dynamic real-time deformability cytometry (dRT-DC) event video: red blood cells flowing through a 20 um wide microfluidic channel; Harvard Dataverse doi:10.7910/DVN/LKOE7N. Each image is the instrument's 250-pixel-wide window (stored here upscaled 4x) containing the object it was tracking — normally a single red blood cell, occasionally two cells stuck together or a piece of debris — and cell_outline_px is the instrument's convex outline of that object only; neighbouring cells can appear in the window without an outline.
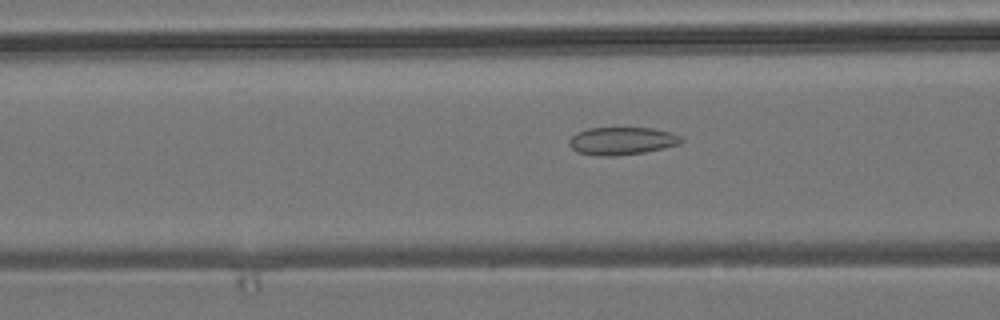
{"species": "common noctule bat (a hibernating species)", "species_latin": "Nyctalus noctula", "temperature_condition": "room temperature", "stored_images_in_passage": 49, "camera_frame_rate_fps": 3000, "um_per_image_px": 0.085, "animal": {"sex": "male", "body_mass_g": 19.2, "forearm_length_mm": 51.8}, "frame": {"image": 1, "passage_image": 16, "time_ms": 5.0, "image_size_px": [1000, 320], "cell_outline_px": [[684, 140], [680, 144], [664, 148], [644, 152], [616, 156], [600, 156], [576, 152], [568, 144], [568, 140], [576, 132], [588, 128], [652, 128], [672, 132], [680, 136]], "centroid_in_image_um": [52.85, 11.98], "position_along_channel_um": 113.7, "area_um2": 18.26}}
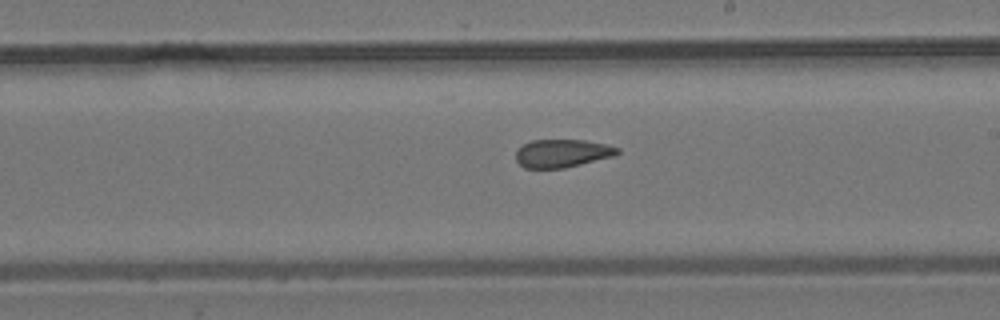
{"frame": {"image": 2, "passage_image": 26, "time_ms": 8.333, "image_size_px": [1000, 320], "cell_outline_px": [[620, 152], [616, 156], [564, 168], [524, 168], [516, 160], [516, 152], [524, 144], [532, 140], [584, 140], [604, 144], [620, 148]], "centroid_in_image_um": [47.82, 13.03], "position_along_channel_um": 241.2, "area_um2": 16.59}}
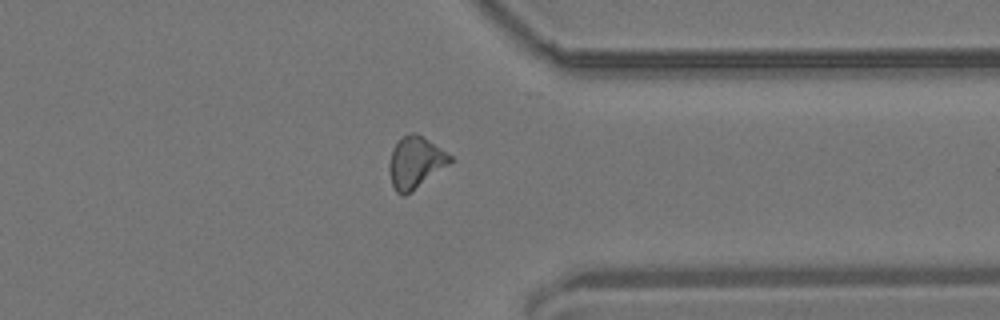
{"frame": {"image": 3, "passage_image": 37, "time_ms": 12.0, "image_size_px": [1000, 320], "cell_outline_px": [[452, 160], [448, 164], [404, 196], [396, 192], [392, 184], [388, 168], [388, 164], [392, 148], [404, 136], [412, 132], [416, 132], [452, 156]], "centroid_in_image_um": [35.27, 13.79], "position_along_channel_um": 376.1, "area_um2": 17.8}, "authors_computed_cell_mechanics": {"area_um2": 17.8024, "velocity_mm_per_s": 3.8287, "shape_relaxation_time_tau1_ms": null, "shape_relaxation_time_tau2_ms": 2.4048, "deformation_change_tau1": null, "deformation_change_tau2": 0.1045}}